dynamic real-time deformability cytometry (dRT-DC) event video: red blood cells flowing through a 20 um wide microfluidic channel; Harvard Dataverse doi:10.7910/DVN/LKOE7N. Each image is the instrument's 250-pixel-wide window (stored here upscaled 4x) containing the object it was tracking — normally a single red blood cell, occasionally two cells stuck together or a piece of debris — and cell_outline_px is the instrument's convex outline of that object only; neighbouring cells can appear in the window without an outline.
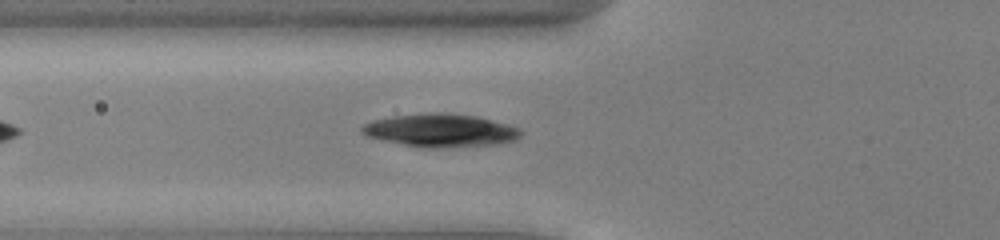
{"species": "common noctule bat (a hibernating species)", "species_latin": "Nyctalus noctula", "temperature_condition": "cold", "stored_images_in_passage": 38, "camera_frame_rate_fps": 3000, "um_per_image_px": 0.085, "animal": {"sex": "male", "body_mass_g": 13.0, "forearm_length_mm": 53.1}, "frame": {"image": 1, "passage_image": 7, "time_ms": 2.0, "image_size_px": [1000, 240], "cell_outline_px": [[524, 132], [516, 140], [500, 144], [448, 148], [420, 148], [380, 140], [368, 136], [360, 132], [360, 128], [364, 124], [372, 120], [392, 116], [428, 112], [440, 112], [476, 116], [508, 124], [520, 128]], "centroid_in_image_um": [37.45, 11.1], "position_along_channel_um": 88.3, "area_um2": 31.21}}
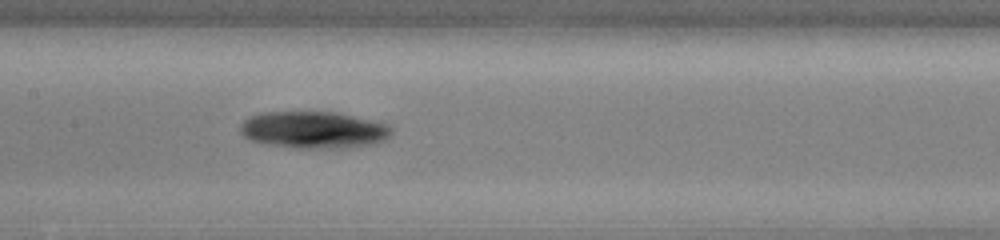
{"frame": {"image": 2, "passage_image": 14, "time_ms": 4.333, "image_size_px": [1000, 240], "cell_outline_px": [[392, 132], [384, 140], [372, 144], [328, 148], [292, 148], [268, 144], [248, 140], [240, 132], [240, 124], [248, 116], [260, 112], [336, 112], [372, 120], [388, 124], [392, 128]], "centroid_in_image_um": [26.6, 11.03], "position_along_channel_um": 180.8, "area_um2": 32.54}}
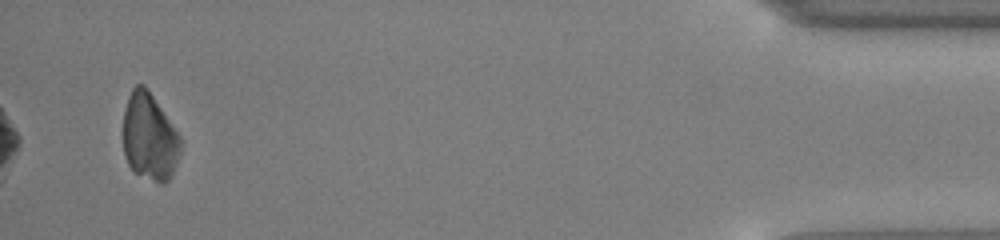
{"frame": {"image": 3, "passage_image": 38, "time_ms": 12.333, "image_size_px": [1000, 240], "cell_outline_px": [[180, 152], [172, 176], [164, 184], [160, 184], [132, 172], [124, 156], [124, 108], [128, 96], [132, 88], [136, 84], [144, 84], [180, 136]], "centroid_in_image_um": [12.69, 11.68], "position_along_channel_um": 422.5, "area_um2": 29.13}}